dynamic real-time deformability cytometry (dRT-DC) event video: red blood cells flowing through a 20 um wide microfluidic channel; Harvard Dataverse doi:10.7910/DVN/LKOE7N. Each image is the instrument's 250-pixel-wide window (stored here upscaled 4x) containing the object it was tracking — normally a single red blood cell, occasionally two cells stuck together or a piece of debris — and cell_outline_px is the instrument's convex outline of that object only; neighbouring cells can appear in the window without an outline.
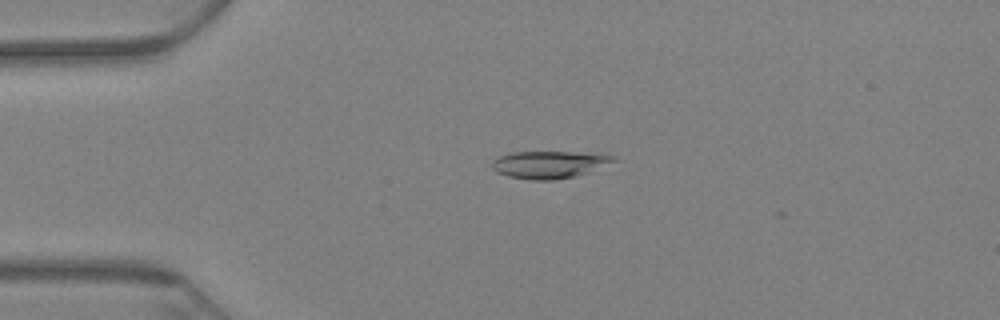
{"species": "Egyptian fruit bat (a non-hibernating species)", "species_latin": "Rousettus aegyptiacus", "temperature_condition": "warm", "stored_images_in_passage": 10, "camera_frame_rate_fps": 3000, "um_per_image_px": 0.085, "animal": {"sex": "female"}, "frame": {"image": 1, "passage_image": 7, "time_ms": 2.0, "image_size_px": [1000, 320], "cell_outline_px": [[616, 160], [576, 176], [552, 180], [528, 180], [508, 176], [496, 172], [492, 168], [492, 160], [500, 156], [512, 152], [608, 152], [616, 156]], "centroid_in_image_um": [46.71, 13.96], "position_along_channel_um": 38.3, "area_um2": 19.54}}